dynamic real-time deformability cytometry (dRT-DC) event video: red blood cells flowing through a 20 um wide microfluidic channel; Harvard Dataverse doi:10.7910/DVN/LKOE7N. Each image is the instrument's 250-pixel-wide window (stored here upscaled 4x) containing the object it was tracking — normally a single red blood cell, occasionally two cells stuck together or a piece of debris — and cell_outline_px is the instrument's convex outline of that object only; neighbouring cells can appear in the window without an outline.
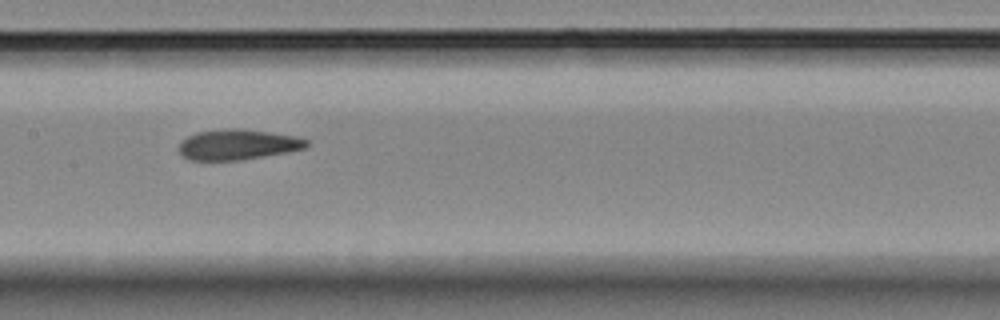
{"species": "Egyptian fruit bat (a non-hibernating species)", "species_latin": "Rousettus aegyptiacus", "temperature_condition": "room temperature", "stored_images_in_passage": 10, "camera_frame_rate_fps": 3000, "um_per_image_px": 0.085, "animal": {"sex": "female"}, "frame": {"image": 1, "passage_image": 4, "time_ms": 3.333, "image_size_px": [1000, 320], "cell_outline_px": [[312, 144], [304, 148], [288, 152], [240, 160], [188, 160], [180, 156], [176, 148], [180, 140], [196, 132], [228, 128], [244, 128], [300, 136], [308, 140]], "centroid_in_image_um": [20.19, 12.28], "position_along_channel_um": 187.2, "area_um2": 23.29}}
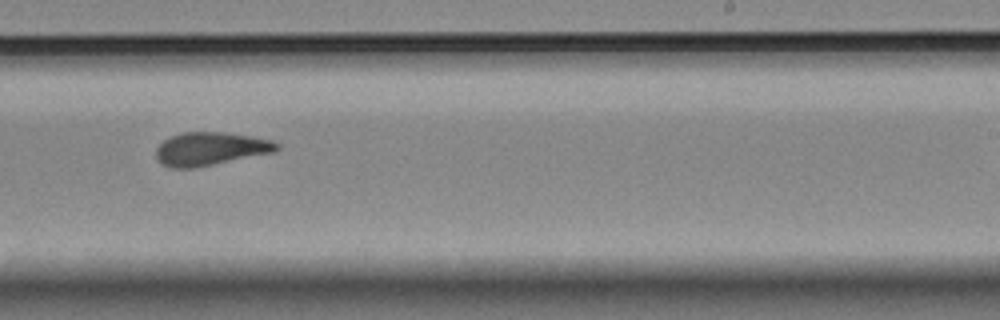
{"frame": {"image": 2, "passage_image": 6, "time_ms": 5.667, "image_size_px": [1000, 320], "cell_outline_px": [[280, 148], [276, 152], [196, 168], [168, 168], [160, 164], [156, 160], [156, 148], [164, 140], [172, 136], [184, 132], [224, 132], [252, 136], [272, 140], [280, 144]], "centroid_in_image_um": [17.9, 12.66], "position_along_channel_um": 271.1, "area_um2": 23.76}}
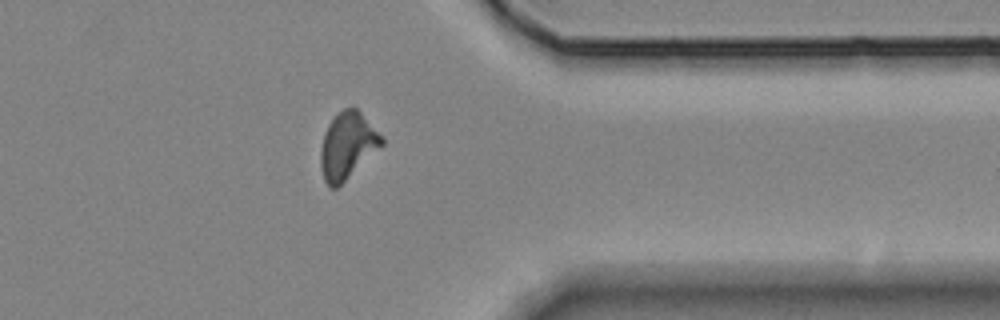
{"frame": {"image": 3, "passage_image": 9, "time_ms": 9.0, "image_size_px": [1000, 320], "cell_outline_px": [[384, 144], [336, 188], [328, 188], [324, 180], [320, 164], [320, 148], [324, 132], [328, 124], [344, 108], [356, 108], [384, 136]], "centroid_in_image_um": [29.53, 12.38], "position_along_channel_um": 381.9, "area_um2": 23.52}, "authors_computed_cell_mechanics": {"area_um2": 23.4379, "velocity_mm_per_s": 3.6241, "shape_relaxation_time_tau1_ms": 4.9215, "shape_relaxation_time_tau2_ms": 3.058, "deformation_change_tau1": 0.1244, "deformation_change_tau2": 0.0748}}